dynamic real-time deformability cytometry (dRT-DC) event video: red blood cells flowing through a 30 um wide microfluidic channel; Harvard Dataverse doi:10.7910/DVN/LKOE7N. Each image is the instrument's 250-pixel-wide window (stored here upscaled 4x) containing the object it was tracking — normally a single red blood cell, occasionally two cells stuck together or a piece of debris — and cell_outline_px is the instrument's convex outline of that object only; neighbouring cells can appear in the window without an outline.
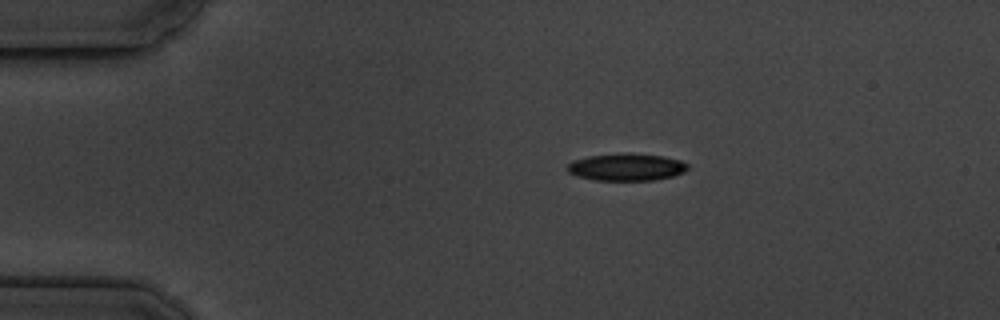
{"species": "common noctule bat (a hibernating species)", "species_latin": "Nyctalus noctula", "temperature_condition": "cold", "stored_images_in_passage": 8, "camera_frame_rate_fps": 3000, "um_per_image_px": 0.085, "animal": {"sex": "male", "body_mass_g": 19.5, "forearm_length_mm": 54.6}, "frame": {"image": 1, "passage_image": 1, "time_ms": 0.0, "image_size_px": [1000, 320], "cell_outline_px": [[688, 168], [684, 172], [672, 176], [652, 180], [596, 180], [576, 176], [568, 172], [564, 168], [572, 160], [588, 156], [624, 152], [664, 156], [680, 160], [688, 164]], "centroid_in_image_um": [53.2, 14.19], "position_along_channel_um": 31.8, "area_um2": 19.31}}
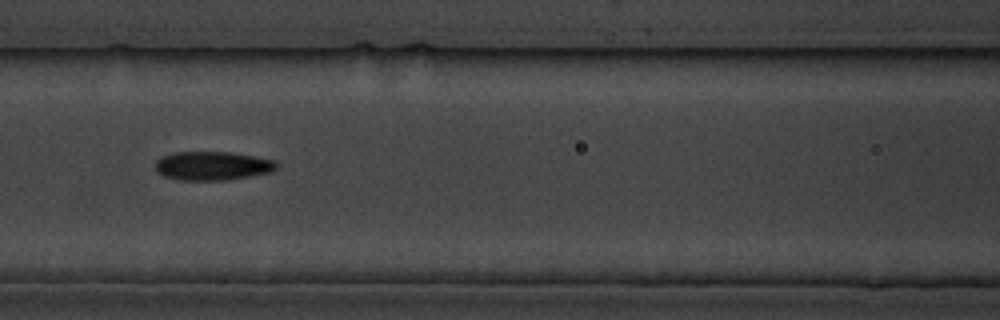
{"frame": {"image": 2, "passage_image": 5, "time_ms": 4.667, "image_size_px": [1000, 320], "cell_outline_px": [[276, 168], [272, 172], [228, 180], [180, 180], [164, 176], [156, 172], [156, 160], [160, 156], [172, 152], [228, 152], [276, 160]], "centroid_in_image_um": [18.02, 14.09], "position_along_channel_um": 148.6, "area_um2": 20.4}}
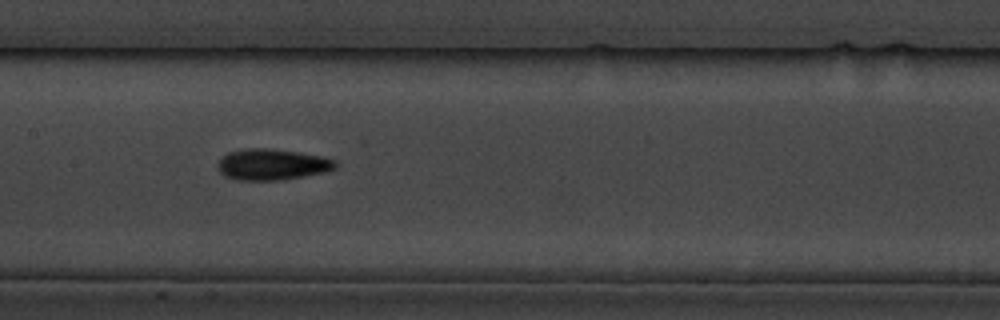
{"frame": {"image": 3, "passage_image": 6, "time_ms": 5.667, "image_size_px": [1000, 320], "cell_outline_px": [[336, 168], [328, 172], [280, 180], [236, 180], [224, 176], [216, 168], [216, 164], [228, 152], [244, 148], [268, 148], [300, 152], [324, 156], [336, 160]], "centroid_in_image_um": [23.14, 13.98], "position_along_channel_um": 184.3, "area_um2": 21.68}}